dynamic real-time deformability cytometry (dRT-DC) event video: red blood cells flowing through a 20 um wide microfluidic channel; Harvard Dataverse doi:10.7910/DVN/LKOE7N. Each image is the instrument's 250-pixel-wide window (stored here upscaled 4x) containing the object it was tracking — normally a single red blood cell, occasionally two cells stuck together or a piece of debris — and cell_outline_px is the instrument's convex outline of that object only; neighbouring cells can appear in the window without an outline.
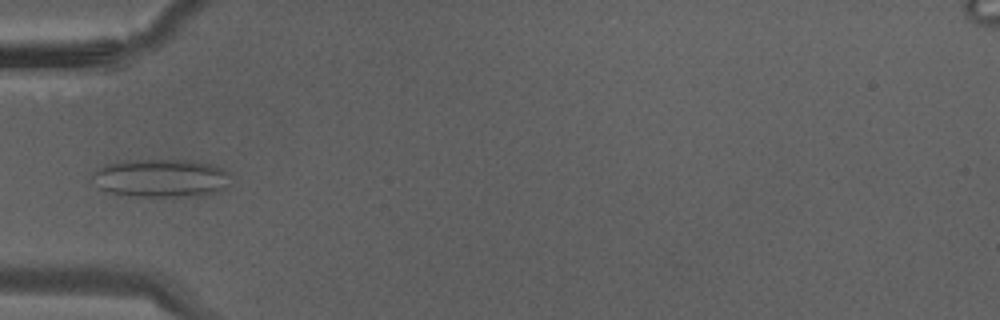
{"species": "Egyptian fruit bat (a non-hibernating species)", "species_latin": "Rousettus aegyptiacus", "temperature_condition": "warm", "stored_images_in_passage": 34, "camera_frame_rate_fps": 3000, "um_per_image_px": 0.085, "animal": {"sex": "male"}, "frame": {"image": 1, "passage_image": 10, "time_ms": 3.0, "image_size_px": [1000, 320], "cell_outline_px": [[232, 172], [228, 184], [220, 192], [204, 196], [128, 196], [112, 192], [100, 188], [92, 176], [92, 172], [108, 164], [128, 160], [192, 160], [212, 164]], "centroid_in_image_um": [13.79, 15.14], "position_along_channel_um": 71.2, "area_um2": 30.98}}
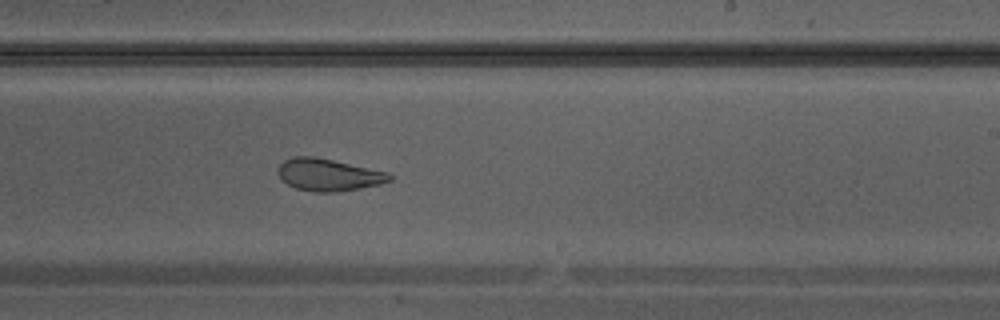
{"frame": {"image": 2, "passage_image": 20, "time_ms": 6.333, "image_size_px": [1000, 320], "cell_outline_px": [[392, 180], [380, 184], [360, 188], [336, 192], [312, 192], [296, 188], [288, 184], [276, 172], [280, 164], [284, 160], [292, 156], [312, 156], [332, 160], [388, 172], [392, 176]], "centroid_in_image_um": [27.91, 14.86], "position_along_channel_um": 261.1, "area_um2": 20.81}}